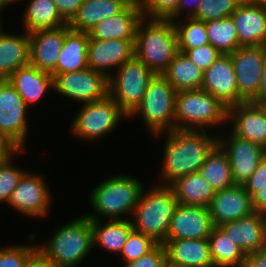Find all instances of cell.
<instances>
[{
    "label": "cell",
    "mask_w": 266,
    "mask_h": 267,
    "mask_svg": "<svg viewBox=\"0 0 266 267\" xmlns=\"http://www.w3.org/2000/svg\"><path fill=\"white\" fill-rule=\"evenodd\" d=\"M206 131L174 129L154 135H167L159 173L162 185H170L182 176L199 171L208 154L218 144L219 136L209 135Z\"/></svg>",
    "instance_id": "6da1fadb"
},
{
    "label": "cell",
    "mask_w": 266,
    "mask_h": 267,
    "mask_svg": "<svg viewBox=\"0 0 266 267\" xmlns=\"http://www.w3.org/2000/svg\"><path fill=\"white\" fill-rule=\"evenodd\" d=\"M178 50V36L170 19L142 18L137 26L134 56L154 74H162Z\"/></svg>",
    "instance_id": "7a4b0ae2"
},
{
    "label": "cell",
    "mask_w": 266,
    "mask_h": 267,
    "mask_svg": "<svg viewBox=\"0 0 266 267\" xmlns=\"http://www.w3.org/2000/svg\"><path fill=\"white\" fill-rule=\"evenodd\" d=\"M157 184L152 190L141 192L138 204L132 213L133 229L150 236L158 244L166 241L170 220L177 207L178 200L169 185Z\"/></svg>",
    "instance_id": "3957f363"
},
{
    "label": "cell",
    "mask_w": 266,
    "mask_h": 267,
    "mask_svg": "<svg viewBox=\"0 0 266 267\" xmlns=\"http://www.w3.org/2000/svg\"><path fill=\"white\" fill-rule=\"evenodd\" d=\"M138 178L126 175H112L101 181L90 195V205L94 213L85 214L90 219H123L132 215L144 189ZM97 213V215L95 214ZM123 216V217H122Z\"/></svg>",
    "instance_id": "277c9868"
},
{
    "label": "cell",
    "mask_w": 266,
    "mask_h": 267,
    "mask_svg": "<svg viewBox=\"0 0 266 267\" xmlns=\"http://www.w3.org/2000/svg\"><path fill=\"white\" fill-rule=\"evenodd\" d=\"M93 247V228L86 215L57 228L48 244L37 245V249L59 267H77Z\"/></svg>",
    "instance_id": "5b68a950"
},
{
    "label": "cell",
    "mask_w": 266,
    "mask_h": 267,
    "mask_svg": "<svg viewBox=\"0 0 266 267\" xmlns=\"http://www.w3.org/2000/svg\"><path fill=\"white\" fill-rule=\"evenodd\" d=\"M227 117L228 107L202 89L176 92L175 129L205 131L227 123Z\"/></svg>",
    "instance_id": "8992f818"
},
{
    "label": "cell",
    "mask_w": 266,
    "mask_h": 267,
    "mask_svg": "<svg viewBox=\"0 0 266 267\" xmlns=\"http://www.w3.org/2000/svg\"><path fill=\"white\" fill-rule=\"evenodd\" d=\"M176 92L161 74H155L148 83L141 104L128 118L142 116L152 135L174 130Z\"/></svg>",
    "instance_id": "52a82bcc"
},
{
    "label": "cell",
    "mask_w": 266,
    "mask_h": 267,
    "mask_svg": "<svg viewBox=\"0 0 266 267\" xmlns=\"http://www.w3.org/2000/svg\"><path fill=\"white\" fill-rule=\"evenodd\" d=\"M154 75L134 56L109 77V96L129 117L141 104L148 83Z\"/></svg>",
    "instance_id": "ba28073f"
},
{
    "label": "cell",
    "mask_w": 266,
    "mask_h": 267,
    "mask_svg": "<svg viewBox=\"0 0 266 267\" xmlns=\"http://www.w3.org/2000/svg\"><path fill=\"white\" fill-rule=\"evenodd\" d=\"M78 112L70 125L71 134L90 141L107 136L123 117H128L109 95L102 100L83 103Z\"/></svg>",
    "instance_id": "9c48e42d"
},
{
    "label": "cell",
    "mask_w": 266,
    "mask_h": 267,
    "mask_svg": "<svg viewBox=\"0 0 266 267\" xmlns=\"http://www.w3.org/2000/svg\"><path fill=\"white\" fill-rule=\"evenodd\" d=\"M54 91L74 101L89 103L109 95V78L90 68L53 75Z\"/></svg>",
    "instance_id": "30bf717a"
},
{
    "label": "cell",
    "mask_w": 266,
    "mask_h": 267,
    "mask_svg": "<svg viewBox=\"0 0 266 267\" xmlns=\"http://www.w3.org/2000/svg\"><path fill=\"white\" fill-rule=\"evenodd\" d=\"M231 55L238 86V103L252 102L259 93L266 46H244Z\"/></svg>",
    "instance_id": "8fae6325"
},
{
    "label": "cell",
    "mask_w": 266,
    "mask_h": 267,
    "mask_svg": "<svg viewBox=\"0 0 266 267\" xmlns=\"http://www.w3.org/2000/svg\"><path fill=\"white\" fill-rule=\"evenodd\" d=\"M27 108L23 98L7 80H0V135L24 148L28 133Z\"/></svg>",
    "instance_id": "7c38bea8"
},
{
    "label": "cell",
    "mask_w": 266,
    "mask_h": 267,
    "mask_svg": "<svg viewBox=\"0 0 266 267\" xmlns=\"http://www.w3.org/2000/svg\"><path fill=\"white\" fill-rule=\"evenodd\" d=\"M50 192L44 177L26 171L12 192L8 205L23 215L43 217L49 213Z\"/></svg>",
    "instance_id": "4fadbf2b"
},
{
    "label": "cell",
    "mask_w": 266,
    "mask_h": 267,
    "mask_svg": "<svg viewBox=\"0 0 266 267\" xmlns=\"http://www.w3.org/2000/svg\"><path fill=\"white\" fill-rule=\"evenodd\" d=\"M229 138L218 137V144L228 155L234 183L243 185L266 155V149L233 133Z\"/></svg>",
    "instance_id": "5bb4252c"
},
{
    "label": "cell",
    "mask_w": 266,
    "mask_h": 267,
    "mask_svg": "<svg viewBox=\"0 0 266 267\" xmlns=\"http://www.w3.org/2000/svg\"><path fill=\"white\" fill-rule=\"evenodd\" d=\"M214 227L209 207L178 204L166 240L206 239Z\"/></svg>",
    "instance_id": "9a60e30c"
},
{
    "label": "cell",
    "mask_w": 266,
    "mask_h": 267,
    "mask_svg": "<svg viewBox=\"0 0 266 267\" xmlns=\"http://www.w3.org/2000/svg\"><path fill=\"white\" fill-rule=\"evenodd\" d=\"M134 43L135 40H96L89 37L88 68L109 78L112 68L114 71L134 57Z\"/></svg>",
    "instance_id": "2e32d148"
},
{
    "label": "cell",
    "mask_w": 266,
    "mask_h": 267,
    "mask_svg": "<svg viewBox=\"0 0 266 267\" xmlns=\"http://www.w3.org/2000/svg\"><path fill=\"white\" fill-rule=\"evenodd\" d=\"M201 89L218 98L228 108L238 104V86L231 55L221 54L204 71Z\"/></svg>",
    "instance_id": "e0dca14e"
},
{
    "label": "cell",
    "mask_w": 266,
    "mask_h": 267,
    "mask_svg": "<svg viewBox=\"0 0 266 267\" xmlns=\"http://www.w3.org/2000/svg\"><path fill=\"white\" fill-rule=\"evenodd\" d=\"M227 122H232L230 130L235 136L266 149V112L261 105L243 102L230 106Z\"/></svg>",
    "instance_id": "ac0fdd59"
},
{
    "label": "cell",
    "mask_w": 266,
    "mask_h": 267,
    "mask_svg": "<svg viewBox=\"0 0 266 267\" xmlns=\"http://www.w3.org/2000/svg\"><path fill=\"white\" fill-rule=\"evenodd\" d=\"M209 210L214 226L247 217L255 212L250 194L244 185L238 184L216 191Z\"/></svg>",
    "instance_id": "d6986e66"
},
{
    "label": "cell",
    "mask_w": 266,
    "mask_h": 267,
    "mask_svg": "<svg viewBox=\"0 0 266 267\" xmlns=\"http://www.w3.org/2000/svg\"><path fill=\"white\" fill-rule=\"evenodd\" d=\"M65 36L66 26L29 33L30 64L55 75L56 62L62 51Z\"/></svg>",
    "instance_id": "ffe728a7"
},
{
    "label": "cell",
    "mask_w": 266,
    "mask_h": 267,
    "mask_svg": "<svg viewBox=\"0 0 266 267\" xmlns=\"http://www.w3.org/2000/svg\"><path fill=\"white\" fill-rule=\"evenodd\" d=\"M218 227L242 248L246 255L266 247V214L254 212Z\"/></svg>",
    "instance_id": "44dd1931"
},
{
    "label": "cell",
    "mask_w": 266,
    "mask_h": 267,
    "mask_svg": "<svg viewBox=\"0 0 266 267\" xmlns=\"http://www.w3.org/2000/svg\"><path fill=\"white\" fill-rule=\"evenodd\" d=\"M230 17L241 47L266 46V7L242 1Z\"/></svg>",
    "instance_id": "7402d4cb"
},
{
    "label": "cell",
    "mask_w": 266,
    "mask_h": 267,
    "mask_svg": "<svg viewBox=\"0 0 266 267\" xmlns=\"http://www.w3.org/2000/svg\"><path fill=\"white\" fill-rule=\"evenodd\" d=\"M163 245L169 267H214L208 238L172 239Z\"/></svg>",
    "instance_id": "603a6c76"
},
{
    "label": "cell",
    "mask_w": 266,
    "mask_h": 267,
    "mask_svg": "<svg viewBox=\"0 0 266 267\" xmlns=\"http://www.w3.org/2000/svg\"><path fill=\"white\" fill-rule=\"evenodd\" d=\"M142 18L138 7L127 6L119 14L98 22L88 34L96 40H135L137 26Z\"/></svg>",
    "instance_id": "cb8c5ba5"
},
{
    "label": "cell",
    "mask_w": 266,
    "mask_h": 267,
    "mask_svg": "<svg viewBox=\"0 0 266 267\" xmlns=\"http://www.w3.org/2000/svg\"><path fill=\"white\" fill-rule=\"evenodd\" d=\"M28 106L39 102L48 89H54L53 75L29 64L20 67L7 79Z\"/></svg>",
    "instance_id": "d4e9b609"
},
{
    "label": "cell",
    "mask_w": 266,
    "mask_h": 267,
    "mask_svg": "<svg viewBox=\"0 0 266 267\" xmlns=\"http://www.w3.org/2000/svg\"><path fill=\"white\" fill-rule=\"evenodd\" d=\"M29 33L13 35L0 29V80L8 79L14 71L30 64Z\"/></svg>",
    "instance_id": "484cf974"
},
{
    "label": "cell",
    "mask_w": 266,
    "mask_h": 267,
    "mask_svg": "<svg viewBox=\"0 0 266 267\" xmlns=\"http://www.w3.org/2000/svg\"><path fill=\"white\" fill-rule=\"evenodd\" d=\"M88 42V32L71 30L67 24L65 41L56 62L55 74L87 69Z\"/></svg>",
    "instance_id": "4316f807"
},
{
    "label": "cell",
    "mask_w": 266,
    "mask_h": 267,
    "mask_svg": "<svg viewBox=\"0 0 266 267\" xmlns=\"http://www.w3.org/2000/svg\"><path fill=\"white\" fill-rule=\"evenodd\" d=\"M127 6L122 0H85L67 24L71 30L89 32L98 22L119 14Z\"/></svg>",
    "instance_id": "83f0119b"
},
{
    "label": "cell",
    "mask_w": 266,
    "mask_h": 267,
    "mask_svg": "<svg viewBox=\"0 0 266 267\" xmlns=\"http://www.w3.org/2000/svg\"><path fill=\"white\" fill-rule=\"evenodd\" d=\"M179 204L209 207L215 190L199 172L182 176L169 185Z\"/></svg>",
    "instance_id": "f1b7e54d"
},
{
    "label": "cell",
    "mask_w": 266,
    "mask_h": 267,
    "mask_svg": "<svg viewBox=\"0 0 266 267\" xmlns=\"http://www.w3.org/2000/svg\"><path fill=\"white\" fill-rule=\"evenodd\" d=\"M161 75L176 91L199 90L204 71L195 66L185 53L178 52Z\"/></svg>",
    "instance_id": "f546056e"
},
{
    "label": "cell",
    "mask_w": 266,
    "mask_h": 267,
    "mask_svg": "<svg viewBox=\"0 0 266 267\" xmlns=\"http://www.w3.org/2000/svg\"><path fill=\"white\" fill-rule=\"evenodd\" d=\"M106 223L102 224L101 220L91 219L94 246L120 254L128 235L133 230L130 217L110 219Z\"/></svg>",
    "instance_id": "4dcf8cb0"
},
{
    "label": "cell",
    "mask_w": 266,
    "mask_h": 267,
    "mask_svg": "<svg viewBox=\"0 0 266 267\" xmlns=\"http://www.w3.org/2000/svg\"><path fill=\"white\" fill-rule=\"evenodd\" d=\"M22 21L24 31L27 33L61 28L67 25V22L57 11L53 0H29Z\"/></svg>",
    "instance_id": "1f68e13d"
},
{
    "label": "cell",
    "mask_w": 266,
    "mask_h": 267,
    "mask_svg": "<svg viewBox=\"0 0 266 267\" xmlns=\"http://www.w3.org/2000/svg\"><path fill=\"white\" fill-rule=\"evenodd\" d=\"M214 267H244L246 254L218 226L208 237Z\"/></svg>",
    "instance_id": "d6a6232c"
},
{
    "label": "cell",
    "mask_w": 266,
    "mask_h": 267,
    "mask_svg": "<svg viewBox=\"0 0 266 267\" xmlns=\"http://www.w3.org/2000/svg\"><path fill=\"white\" fill-rule=\"evenodd\" d=\"M216 191L235 185L227 153L217 144L198 171Z\"/></svg>",
    "instance_id": "836d02e7"
},
{
    "label": "cell",
    "mask_w": 266,
    "mask_h": 267,
    "mask_svg": "<svg viewBox=\"0 0 266 267\" xmlns=\"http://www.w3.org/2000/svg\"><path fill=\"white\" fill-rule=\"evenodd\" d=\"M209 42L221 54L230 55L241 47L238 43L237 31L231 17L206 22Z\"/></svg>",
    "instance_id": "e575fe53"
},
{
    "label": "cell",
    "mask_w": 266,
    "mask_h": 267,
    "mask_svg": "<svg viewBox=\"0 0 266 267\" xmlns=\"http://www.w3.org/2000/svg\"><path fill=\"white\" fill-rule=\"evenodd\" d=\"M184 23L175 22L178 36V49H193L210 44L206 32V22L193 17H184Z\"/></svg>",
    "instance_id": "d590c367"
},
{
    "label": "cell",
    "mask_w": 266,
    "mask_h": 267,
    "mask_svg": "<svg viewBox=\"0 0 266 267\" xmlns=\"http://www.w3.org/2000/svg\"><path fill=\"white\" fill-rule=\"evenodd\" d=\"M242 0H202L193 18L207 22L228 18Z\"/></svg>",
    "instance_id": "8d00e7d4"
},
{
    "label": "cell",
    "mask_w": 266,
    "mask_h": 267,
    "mask_svg": "<svg viewBox=\"0 0 266 267\" xmlns=\"http://www.w3.org/2000/svg\"><path fill=\"white\" fill-rule=\"evenodd\" d=\"M157 244L150 236L133 229L119 255H121L123 263L134 262L150 252Z\"/></svg>",
    "instance_id": "74e56055"
},
{
    "label": "cell",
    "mask_w": 266,
    "mask_h": 267,
    "mask_svg": "<svg viewBox=\"0 0 266 267\" xmlns=\"http://www.w3.org/2000/svg\"><path fill=\"white\" fill-rule=\"evenodd\" d=\"M180 0H141L139 10L142 17L170 19L176 12Z\"/></svg>",
    "instance_id": "f35d334b"
},
{
    "label": "cell",
    "mask_w": 266,
    "mask_h": 267,
    "mask_svg": "<svg viewBox=\"0 0 266 267\" xmlns=\"http://www.w3.org/2000/svg\"><path fill=\"white\" fill-rule=\"evenodd\" d=\"M12 157L0 166V203L9 201L12 192L26 172L12 163Z\"/></svg>",
    "instance_id": "ab89813d"
},
{
    "label": "cell",
    "mask_w": 266,
    "mask_h": 267,
    "mask_svg": "<svg viewBox=\"0 0 266 267\" xmlns=\"http://www.w3.org/2000/svg\"><path fill=\"white\" fill-rule=\"evenodd\" d=\"M12 245L0 248V267H26L30 255L37 249V245Z\"/></svg>",
    "instance_id": "60d3db41"
},
{
    "label": "cell",
    "mask_w": 266,
    "mask_h": 267,
    "mask_svg": "<svg viewBox=\"0 0 266 267\" xmlns=\"http://www.w3.org/2000/svg\"><path fill=\"white\" fill-rule=\"evenodd\" d=\"M185 53L198 68L205 71L221 55L211 44H206L193 49H178Z\"/></svg>",
    "instance_id": "b9f144b4"
},
{
    "label": "cell",
    "mask_w": 266,
    "mask_h": 267,
    "mask_svg": "<svg viewBox=\"0 0 266 267\" xmlns=\"http://www.w3.org/2000/svg\"><path fill=\"white\" fill-rule=\"evenodd\" d=\"M124 267H166V249L163 244H157L150 252L134 262L125 263Z\"/></svg>",
    "instance_id": "7bdbcfd3"
},
{
    "label": "cell",
    "mask_w": 266,
    "mask_h": 267,
    "mask_svg": "<svg viewBox=\"0 0 266 267\" xmlns=\"http://www.w3.org/2000/svg\"><path fill=\"white\" fill-rule=\"evenodd\" d=\"M245 190L250 194V196L261 188L266 186V155L260 161L258 167L252 173L250 178L243 184Z\"/></svg>",
    "instance_id": "ee69618b"
},
{
    "label": "cell",
    "mask_w": 266,
    "mask_h": 267,
    "mask_svg": "<svg viewBox=\"0 0 266 267\" xmlns=\"http://www.w3.org/2000/svg\"><path fill=\"white\" fill-rule=\"evenodd\" d=\"M57 11L68 23L85 0H53Z\"/></svg>",
    "instance_id": "f6af8a7d"
},
{
    "label": "cell",
    "mask_w": 266,
    "mask_h": 267,
    "mask_svg": "<svg viewBox=\"0 0 266 267\" xmlns=\"http://www.w3.org/2000/svg\"><path fill=\"white\" fill-rule=\"evenodd\" d=\"M23 150L24 149H20L9 138L0 135V166Z\"/></svg>",
    "instance_id": "bcb514c9"
},
{
    "label": "cell",
    "mask_w": 266,
    "mask_h": 267,
    "mask_svg": "<svg viewBox=\"0 0 266 267\" xmlns=\"http://www.w3.org/2000/svg\"><path fill=\"white\" fill-rule=\"evenodd\" d=\"M26 267H59L50 258H47L39 249H36L27 260Z\"/></svg>",
    "instance_id": "7dc6e473"
},
{
    "label": "cell",
    "mask_w": 266,
    "mask_h": 267,
    "mask_svg": "<svg viewBox=\"0 0 266 267\" xmlns=\"http://www.w3.org/2000/svg\"><path fill=\"white\" fill-rule=\"evenodd\" d=\"M201 1L202 0H194V1L193 0H191V1L190 0H180L177 12L170 18V20L176 21L175 19L180 18L181 17L180 15H184L183 10L186 7L188 8L186 11V17H193L196 14Z\"/></svg>",
    "instance_id": "c3c4849f"
},
{
    "label": "cell",
    "mask_w": 266,
    "mask_h": 267,
    "mask_svg": "<svg viewBox=\"0 0 266 267\" xmlns=\"http://www.w3.org/2000/svg\"><path fill=\"white\" fill-rule=\"evenodd\" d=\"M244 267H266V247L247 254Z\"/></svg>",
    "instance_id": "681fc988"
},
{
    "label": "cell",
    "mask_w": 266,
    "mask_h": 267,
    "mask_svg": "<svg viewBox=\"0 0 266 267\" xmlns=\"http://www.w3.org/2000/svg\"><path fill=\"white\" fill-rule=\"evenodd\" d=\"M251 202L255 212L266 214V186L251 195Z\"/></svg>",
    "instance_id": "f907efd6"
},
{
    "label": "cell",
    "mask_w": 266,
    "mask_h": 267,
    "mask_svg": "<svg viewBox=\"0 0 266 267\" xmlns=\"http://www.w3.org/2000/svg\"><path fill=\"white\" fill-rule=\"evenodd\" d=\"M266 101V60L262 70L261 84L259 88L258 96L252 101L255 104H261Z\"/></svg>",
    "instance_id": "816d5d0a"
},
{
    "label": "cell",
    "mask_w": 266,
    "mask_h": 267,
    "mask_svg": "<svg viewBox=\"0 0 266 267\" xmlns=\"http://www.w3.org/2000/svg\"><path fill=\"white\" fill-rule=\"evenodd\" d=\"M243 2L266 7V0H242Z\"/></svg>",
    "instance_id": "f5cc1de1"
},
{
    "label": "cell",
    "mask_w": 266,
    "mask_h": 267,
    "mask_svg": "<svg viewBox=\"0 0 266 267\" xmlns=\"http://www.w3.org/2000/svg\"><path fill=\"white\" fill-rule=\"evenodd\" d=\"M128 6L139 7L141 0H122Z\"/></svg>",
    "instance_id": "db71d44e"
},
{
    "label": "cell",
    "mask_w": 266,
    "mask_h": 267,
    "mask_svg": "<svg viewBox=\"0 0 266 267\" xmlns=\"http://www.w3.org/2000/svg\"><path fill=\"white\" fill-rule=\"evenodd\" d=\"M11 2H12V0H0V13L3 11V8L7 7V5L13 4Z\"/></svg>",
    "instance_id": "11a10c76"
},
{
    "label": "cell",
    "mask_w": 266,
    "mask_h": 267,
    "mask_svg": "<svg viewBox=\"0 0 266 267\" xmlns=\"http://www.w3.org/2000/svg\"><path fill=\"white\" fill-rule=\"evenodd\" d=\"M260 105L264 109V111L266 112V101L262 102Z\"/></svg>",
    "instance_id": "9f6ffc18"
},
{
    "label": "cell",
    "mask_w": 266,
    "mask_h": 267,
    "mask_svg": "<svg viewBox=\"0 0 266 267\" xmlns=\"http://www.w3.org/2000/svg\"><path fill=\"white\" fill-rule=\"evenodd\" d=\"M18 1H21V0H12V3H16V2H18Z\"/></svg>",
    "instance_id": "6f0895ef"
},
{
    "label": "cell",
    "mask_w": 266,
    "mask_h": 267,
    "mask_svg": "<svg viewBox=\"0 0 266 267\" xmlns=\"http://www.w3.org/2000/svg\"><path fill=\"white\" fill-rule=\"evenodd\" d=\"M0 17H1V15H0ZM0 20H2V19H0ZM2 28V23L0 22V29Z\"/></svg>",
    "instance_id": "680465c9"
}]
</instances>
